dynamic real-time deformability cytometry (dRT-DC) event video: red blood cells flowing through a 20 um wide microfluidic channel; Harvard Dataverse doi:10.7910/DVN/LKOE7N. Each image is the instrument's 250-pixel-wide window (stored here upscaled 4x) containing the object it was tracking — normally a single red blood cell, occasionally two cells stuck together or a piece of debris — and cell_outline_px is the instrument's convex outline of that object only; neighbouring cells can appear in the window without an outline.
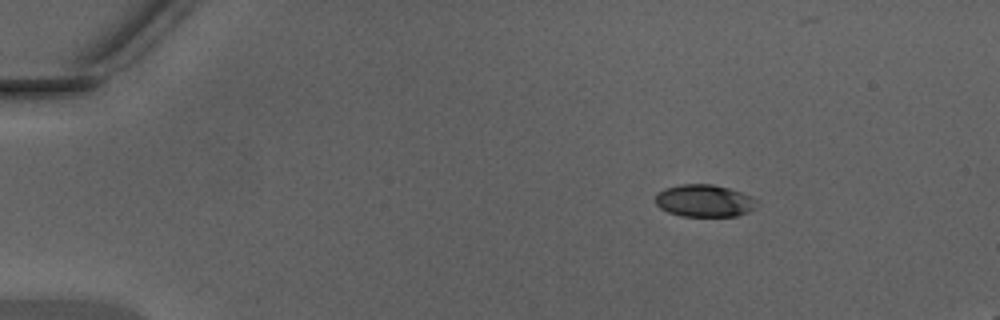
{"species": "Egyptian fruit bat (a non-hibernating species)", "species_latin": "Rousettus aegyptiacus", "temperature_condition": "warm", "stored_images_in_passage": 42, "segment_of_instrument_passage": [1, 2], "camera_frame_rate_fps": 3000, "um_per_image_px": 0.085, "animal": {"sex": "male"}, "frame": {"image": 1, "passage_image": 1, "time_ms": 0.0, "image_size_px": [1000, 320], "cell_outline_px": [[756, 200], [752, 208], [748, 212], [736, 216], [680, 216], [668, 212], [660, 208], [656, 204], [656, 192], [664, 188], [680, 184], [712, 184], [728, 188], [740, 192]], "centroid_in_image_um": [59.78, 17.06], "position_along_channel_um": 25.2, "area_um2": 18.9}}
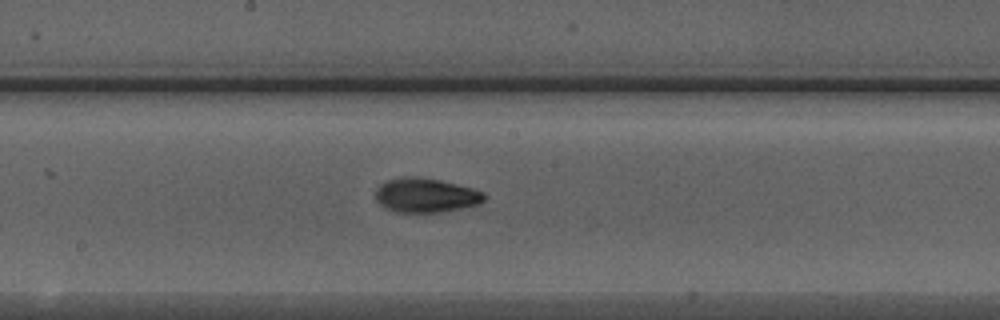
{"frame": {"image": 2, "passage_image": 20, "time_ms": 6.333, "image_size_px": [1000, 320], "cell_outline_px": [[484, 200], [480, 204], [440, 212], [396, 212], [380, 204], [376, 200], [376, 188], [380, 184], [388, 180], [404, 176], [416, 176], [440, 180], [472, 188], [484, 192]], "centroid_in_image_um": [36.18, 16.59], "position_along_channel_um": 212.0, "area_um2": 21.62}}
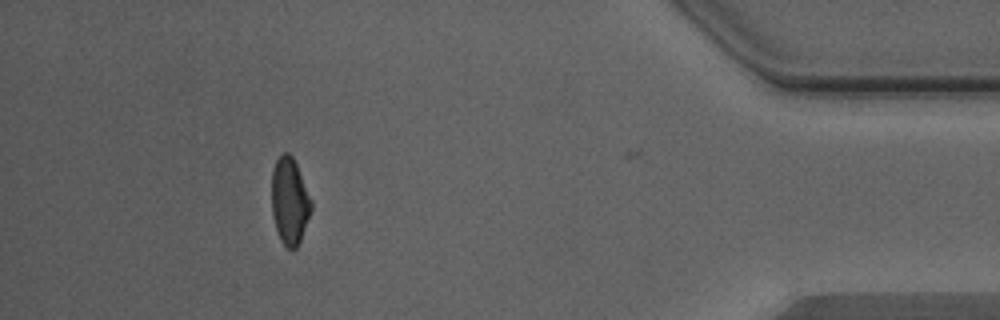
{"frame": {"image": 3, "passage_image": 37, "time_ms": 12.0, "image_size_px": [1000, 320], "cell_outline_px": [[312, 208], [300, 240], [296, 248], [288, 248], [280, 240], [272, 216], [272, 172], [276, 160], [284, 152], [288, 152], [292, 156], [296, 164], [312, 200]], "centroid_in_image_um": [24.61, 17.08], "position_along_channel_um": 410.6, "area_um2": 19.77}}